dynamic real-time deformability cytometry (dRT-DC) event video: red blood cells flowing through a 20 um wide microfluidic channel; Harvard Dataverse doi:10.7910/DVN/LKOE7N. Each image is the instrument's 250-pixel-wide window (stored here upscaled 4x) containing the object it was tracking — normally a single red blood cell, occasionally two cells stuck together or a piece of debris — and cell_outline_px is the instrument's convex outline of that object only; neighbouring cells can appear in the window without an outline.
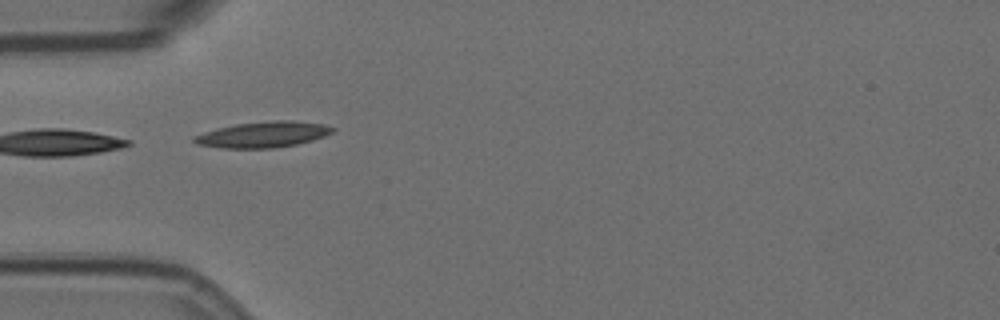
{"species": "Egyptian fruit bat (a non-hibernating species)", "species_latin": "Rousettus aegyptiacus", "temperature_condition": "room temperature", "stored_images_in_passage": 3, "camera_frame_rate_fps": 3000, "um_per_image_px": 0.085, "animal": {"sex": "female"}, "frame": {"image": 1, "passage_image": 2, "time_ms": 0.333, "image_size_px": [1000, 320], "cell_outline_px": [[336, 128], [332, 132], [324, 136], [312, 140], [296, 144], [276, 148], [220, 148], [196, 144], [192, 140], [192, 136], [216, 128], [236, 124], [276, 120], [296, 120], [324, 124]], "centroid_in_image_um": [22.35, 11.43], "position_along_channel_um": 62.7, "area_um2": 20.98}}